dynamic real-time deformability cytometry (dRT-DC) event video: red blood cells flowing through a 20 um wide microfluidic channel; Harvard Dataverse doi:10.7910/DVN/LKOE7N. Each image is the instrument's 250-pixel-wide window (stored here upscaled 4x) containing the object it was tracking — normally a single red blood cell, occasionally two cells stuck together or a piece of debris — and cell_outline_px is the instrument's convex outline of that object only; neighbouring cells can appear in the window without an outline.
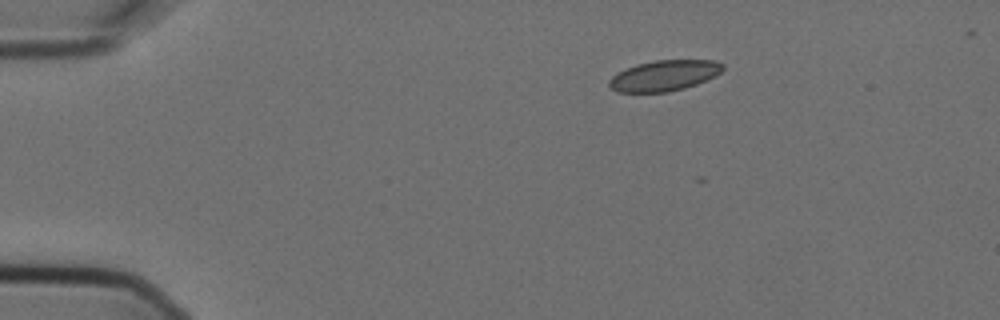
{"species": "Egyptian fruit bat (a non-hibernating species)", "species_latin": "Rousettus aegyptiacus", "temperature_condition": "cold", "stored_images_in_passage": 13, "camera_frame_rate_fps": 3000, "um_per_image_px": 0.085, "animal": {"sex": "female"}, "frame": {"image": 1, "passage_image": 2, "time_ms": 0.333, "image_size_px": [1000, 320], "cell_outline_px": [[724, 68], [716, 76], [696, 84], [684, 88], [668, 92], [616, 92], [608, 84], [608, 80], [616, 72], [636, 64], [656, 60], [716, 60], [724, 64]], "centroid_in_image_um": [56.45, 6.42], "position_along_channel_um": 28.5, "area_um2": 20.46}}
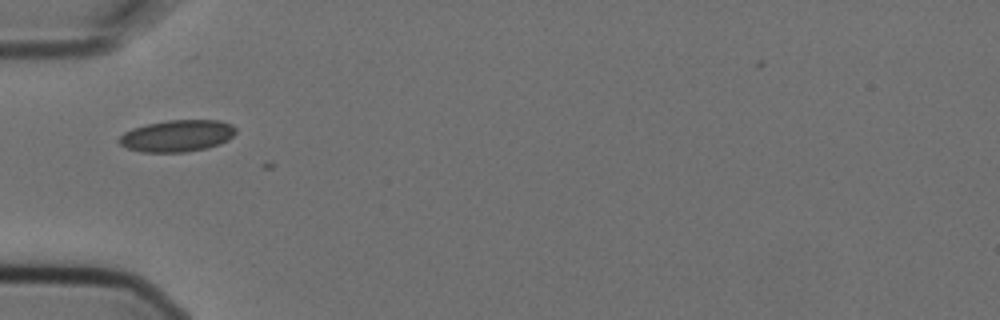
{"frame": {"image": 2, "passage_image": 4, "time_ms": 1.0, "image_size_px": [1000, 320], "cell_outline_px": [[236, 132], [228, 140], [204, 148], [184, 152], [144, 152], [128, 148], [120, 144], [116, 140], [124, 132], [132, 128], [148, 124], [168, 120], [220, 120], [232, 124], [236, 128]], "centroid_in_image_um": [15.04, 11.53], "position_along_channel_um": 70.0, "area_um2": 21.44}}
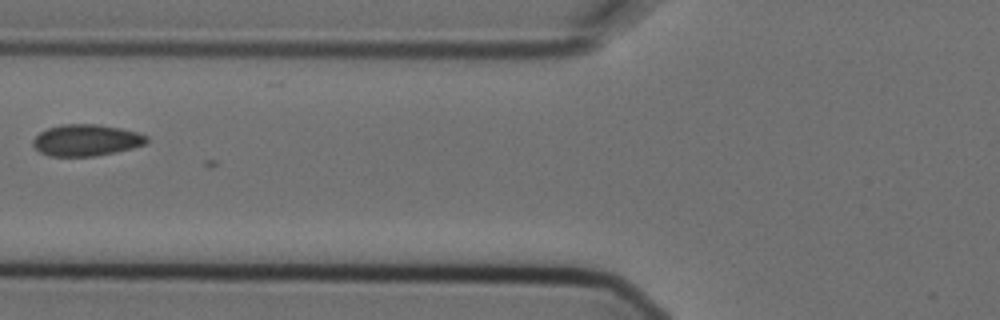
{"frame": {"image": 3, "passage_image": 5, "time_ms": 1.333, "image_size_px": [1000, 320], "cell_outline_px": [[148, 140], [144, 144], [132, 148], [92, 156], [48, 156], [40, 152], [32, 144], [32, 140], [40, 132], [48, 128], [64, 124], [96, 124], [120, 128], [136, 132], [148, 136]], "centroid_in_image_um": [7.3, 11.91], "position_along_channel_um": 118.5, "area_um2": 20.63}}